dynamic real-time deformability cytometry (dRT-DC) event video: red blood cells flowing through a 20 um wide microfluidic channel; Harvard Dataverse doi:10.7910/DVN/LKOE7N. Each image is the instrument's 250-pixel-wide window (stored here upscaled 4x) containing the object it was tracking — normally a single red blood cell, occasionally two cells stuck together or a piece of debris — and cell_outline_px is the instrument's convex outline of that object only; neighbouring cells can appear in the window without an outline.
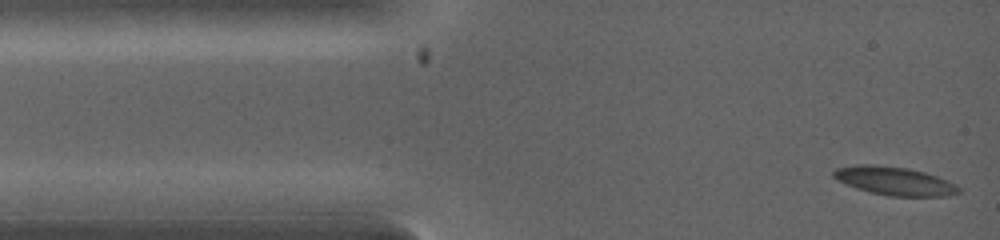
{"species": "common noctule bat (a hibernating species)", "species_latin": "Nyctalus noctula", "temperature_condition": "warm", "stored_images_in_passage": 18, "camera_frame_rate_fps": 5000, "um_per_image_px": 0.085, "animal": {"sex": "female", "body_mass_g": 19.0, "forearm_length_mm": 53.3}, "frame": {"image": 1, "passage_image": 1, "time_ms": 0.0, "image_size_px": [1000, 240], "cell_outline_px": [[960, 192], [948, 196], [888, 196], [868, 192], [856, 188], [836, 180], [832, 176], [832, 172], [836, 168], [856, 164], [872, 164], [908, 168], [924, 172], [948, 180], [956, 184], [960, 188]], "centroid_in_image_um": [76.01, 15.38], "position_along_channel_um": 9.0, "area_um2": 20.92}}
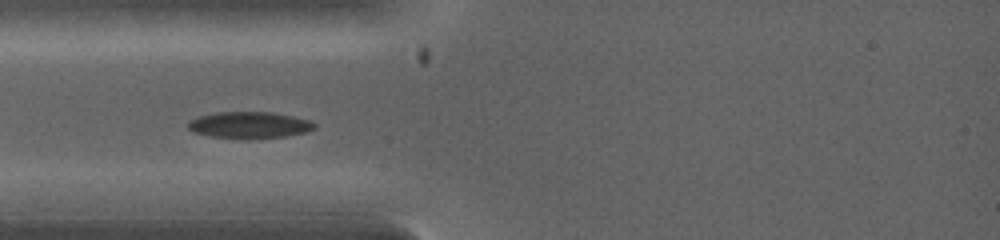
{"frame": {"image": 2, "passage_image": 11, "time_ms": 2.2, "image_size_px": [1000, 240], "cell_outline_px": [[316, 128], [304, 132], [284, 136], [248, 140], [212, 136], [192, 132], [188, 128], [188, 120], [200, 116], [216, 112], [272, 112], [292, 116], [308, 120], [316, 124]], "centroid_in_image_um": [21.17, 10.63], "position_along_channel_um": 63.8, "area_um2": 19.65}}
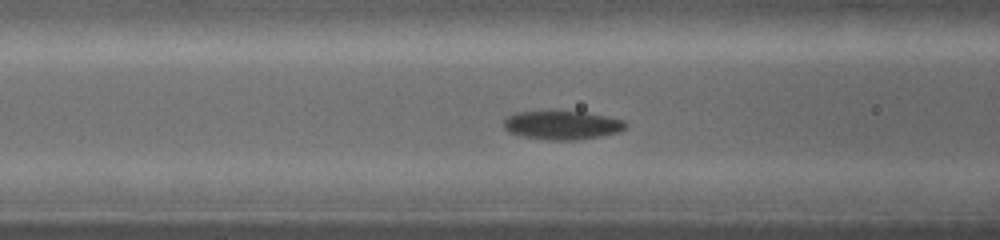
{"frame": {"image": 3, "passage_image": 16, "time_ms": 3.2, "image_size_px": [1000, 240], "cell_outline_px": [[628, 124], [624, 128], [616, 132], [600, 136], [576, 140], [548, 140], [520, 136], [508, 132], [504, 128], [504, 120], [508, 116], [516, 112], [552, 108], [584, 112], [608, 116], [624, 120]], "centroid_in_image_um": [47.72, 10.59], "position_along_channel_um": 118.9, "area_um2": 21.21}}